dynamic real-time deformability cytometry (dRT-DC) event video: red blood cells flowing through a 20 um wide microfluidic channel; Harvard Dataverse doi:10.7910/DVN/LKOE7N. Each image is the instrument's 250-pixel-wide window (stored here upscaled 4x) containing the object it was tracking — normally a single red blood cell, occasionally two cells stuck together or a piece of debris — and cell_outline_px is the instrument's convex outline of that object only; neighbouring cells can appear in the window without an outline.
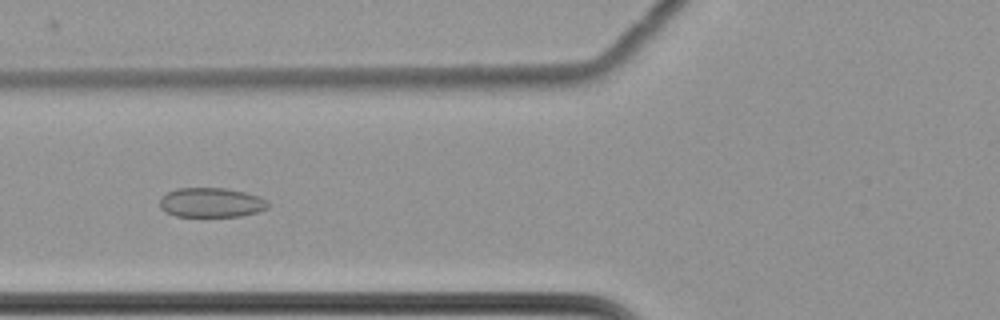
{"species": "common noctule bat (a hibernating species)", "species_latin": "Nyctalus noctula", "temperature_condition": "cold", "stored_images_in_passage": 62, "camera_frame_rate_fps": 3000, "um_per_image_px": 0.085, "animal": {"sex": "female", "body_mass_g": 22.7, "forearm_length_mm": 54.2}, "frame": {"image": 1, "passage_image": 26, "time_ms": 8.333, "image_size_px": [1000, 320], "cell_outline_px": [[268, 208], [256, 212], [240, 216], [176, 216], [164, 212], [160, 208], [160, 196], [176, 188], [224, 188], [244, 192], [260, 196], [268, 200]], "centroid_in_image_um": [17.93, 17.21], "position_along_channel_um": 107.9, "area_um2": 18.73}}
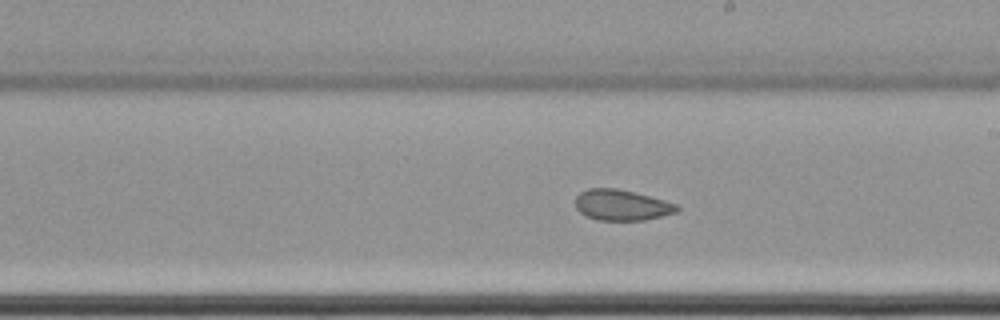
{"frame": {"image": 2, "passage_image": 37, "time_ms": 12.0, "image_size_px": [1000, 320], "cell_outline_px": [[680, 208], [676, 212], [644, 220], [600, 220], [588, 216], [580, 212], [576, 208], [576, 196], [580, 192], [588, 188], [616, 188], [664, 200], [676, 204]], "centroid_in_image_um": [52.82, 17.42], "position_along_channel_um": 236.2, "area_um2": 17.92}}
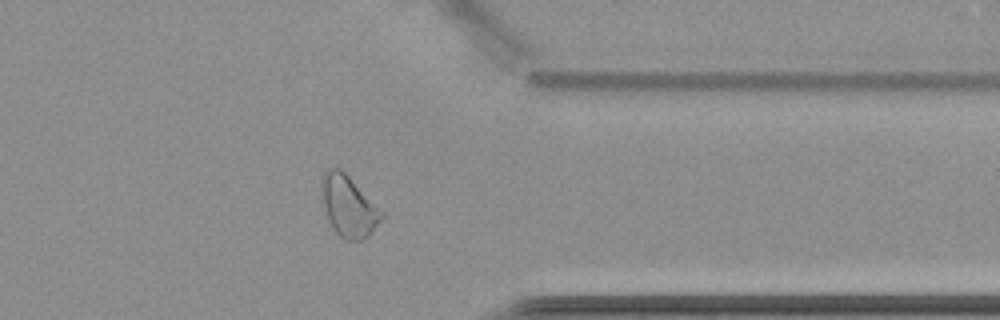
{"frame": {"image": 3, "passage_image": 50, "time_ms": 16.333, "image_size_px": [1000, 320], "cell_outline_px": [[384, 216], [368, 236], [360, 240], [344, 240], [336, 232], [328, 220], [324, 204], [320, 184], [320, 180], [324, 172], [328, 168], [340, 168], [384, 212]], "centroid_in_image_um": [29.62, 17.52], "position_along_channel_um": 381.8, "area_um2": 21.1}, "authors_computed_cell_mechanics": {"area_um2": 22.0218, "velocity_mm_per_s": 3.496, "shape_relaxation_time_tau1_ms": null, "shape_relaxation_time_tau2_ms": 3.1295, "deformation_change_tau1": null, "deformation_change_tau2": 0.0621}}